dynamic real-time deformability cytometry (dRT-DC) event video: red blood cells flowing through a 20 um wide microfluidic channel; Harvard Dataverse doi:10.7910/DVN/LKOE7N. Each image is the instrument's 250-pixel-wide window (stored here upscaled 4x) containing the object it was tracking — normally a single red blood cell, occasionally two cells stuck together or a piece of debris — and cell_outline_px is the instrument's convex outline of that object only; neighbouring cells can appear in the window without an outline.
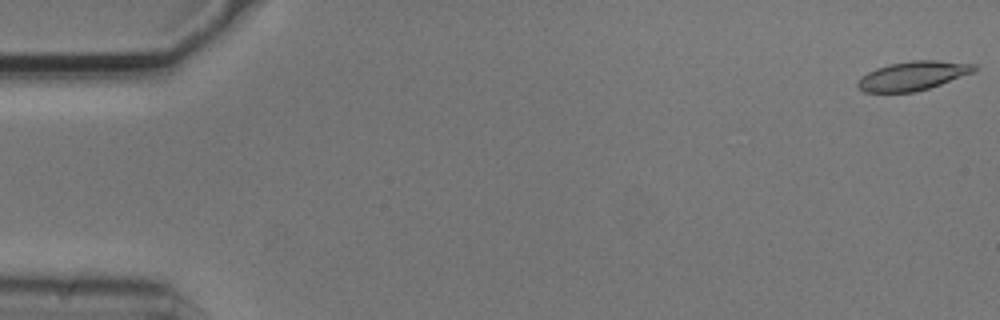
{"species": "common noctule bat (a hibernating species)", "species_latin": "Nyctalus noctula", "temperature_condition": "cold", "stored_images_in_passage": 55, "camera_frame_rate_fps": 3000, "um_per_image_px": 0.085, "animal": {"sex": "male", "body_mass_g": 20.5, "forearm_length_mm": 52.5}, "frame": {"image": 1, "passage_image": 1, "time_ms": 0.0, "image_size_px": [1000, 320], "cell_outline_px": [[980, 68], [972, 72], [940, 84], [928, 88], [912, 92], [864, 92], [856, 88], [856, 84], [868, 72], [876, 68], [888, 64], [912, 60], [936, 60], [976, 64]], "centroid_in_image_um": [77.59, 6.43], "position_along_channel_um": 7.4, "area_um2": 19.54}}
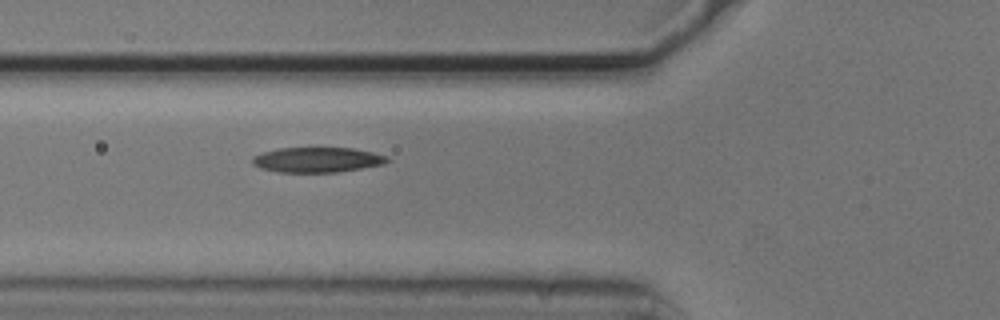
{"frame": {"image": 2, "passage_image": 20, "time_ms": 6.333, "image_size_px": [1000, 320], "cell_outline_px": [[392, 160], [384, 164], [336, 172], [280, 172], [260, 168], [252, 164], [252, 156], [264, 152], [280, 148], [356, 148], [388, 156]], "centroid_in_image_um": [26.99, 13.58], "position_along_channel_um": 98.8, "area_um2": 19.71}}
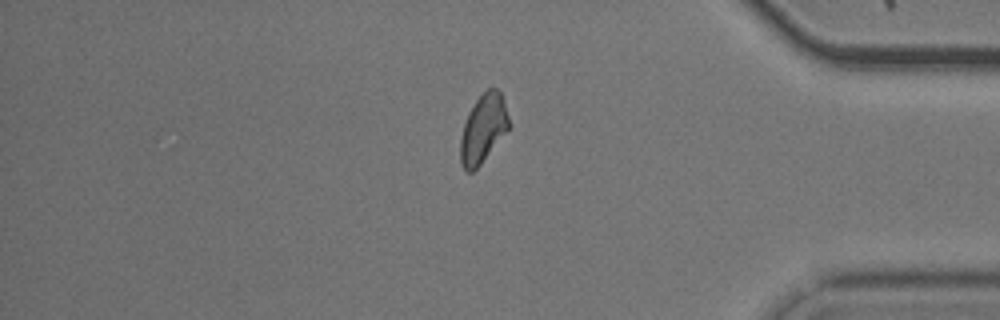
{"frame": {"image": 3, "passage_image": 46, "time_ms": 15.0, "image_size_px": [1000, 320], "cell_outline_px": [[508, 128], [480, 164], [472, 172], [464, 172], [460, 164], [460, 140], [464, 124], [468, 112], [476, 100], [488, 88], [496, 88], [500, 92], [508, 116]], "centroid_in_image_um": [41.02, 10.96], "position_along_channel_um": 394.2, "area_um2": 18.84}, "authors_computed_cell_mechanics": {"area_um2": 19.652, "velocity_mm_per_s": 3.7016, "shape_relaxation_time_tau1_ms": 4.9804, "shape_relaxation_time_tau2_ms": 6.5273, "deformation_change_tau1": 0.1405, "deformation_change_tau2": 0.1484}}